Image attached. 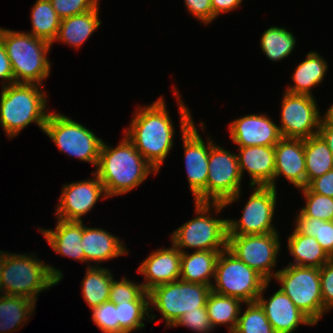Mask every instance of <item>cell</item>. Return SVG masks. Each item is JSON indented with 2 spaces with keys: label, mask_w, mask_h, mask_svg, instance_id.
I'll return each instance as SVG.
<instances>
[{
  "label": "cell",
  "mask_w": 333,
  "mask_h": 333,
  "mask_svg": "<svg viewBox=\"0 0 333 333\" xmlns=\"http://www.w3.org/2000/svg\"><path fill=\"white\" fill-rule=\"evenodd\" d=\"M0 38L11 62L14 83L42 85L51 73V63L47 56L52 44L27 32L1 27Z\"/></svg>",
  "instance_id": "obj_5"
},
{
  "label": "cell",
  "mask_w": 333,
  "mask_h": 333,
  "mask_svg": "<svg viewBox=\"0 0 333 333\" xmlns=\"http://www.w3.org/2000/svg\"><path fill=\"white\" fill-rule=\"evenodd\" d=\"M327 112L324 114V116L333 123V104L326 110Z\"/></svg>",
  "instance_id": "obj_48"
},
{
  "label": "cell",
  "mask_w": 333,
  "mask_h": 333,
  "mask_svg": "<svg viewBox=\"0 0 333 333\" xmlns=\"http://www.w3.org/2000/svg\"><path fill=\"white\" fill-rule=\"evenodd\" d=\"M43 133L62 153L97 167L103 140L81 123L51 111Z\"/></svg>",
  "instance_id": "obj_8"
},
{
  "label": "cell",
  "mask_w": 333,
  "mask_h": 333,
  "mask_svg": "<svg viewBox=\"0 0 333 333\" xmlns=\"http://www.w3.org/2000/svg\"><path fill=\"white\" fill-rule=\"evenodd\" d=\"M243 0H211L213 9V20L222 13H228L240 6Z\"/></svg>",
  "instance_id": "obj_46"
},
{
  "label": "cell",
  "mask_w": 333,
  "mask_h": 333,
  "mask_svg": "<svg viewBox=\"0 0 333 333\" xmlns=\"http://www.w3.org/2000/svg\"><path fill=\"white\" fill-rule=\"evenodd\" d=\"M135 110L124 134L145 160L159 172L163 161L174 146V126L164 98Z\"/></svg>",
  "instance_id": "obj_1"
},
{
  "label": "cell",
  "mask_w": 333,
  "mask_h": 333,
  "mask_svg": "<svg viewBox=\"0 0 333 333\" xmlns=\"http://www.w3.org/2000/svg\"><path fill=\"white\" fill-rule=\"evenodd\" d=\"M244 304L248 307L244 313L240 311L233 333H276L257 301Z\"/></svg>",
  "instance_id": "obj_36"
},
{
  "label": "cell",
  "mask_w": 333,
  "mask_h": 333,
  "mask_svg": "<svg viewBox=\"0 0 333 333\" xmlns=\"http://www.w3.org/2000/svg\"><path fill=\"white\" fill-rule=\"evenodd\" d=\"M0 79L3 86L14 83V75L11 62L6 54L4 43L0 38ZM7 83V84H6Z\"/></svg>",
  "instance_id": "obj_45"
},
{
  "label": "cell",
  "mask_w": 333,
  "mask_h": 333,
  "mask_svg": "<svg viewBox=\"0 0 333 333\" xmlns=\"http://www.w3.org/2000/svg\"><path fill=\"white\" fill-rule=\"evenodd\" d=\"M36 309V302L25 297L0 295V333H13L23 327Z\"/></svg>",
  "instance_id": "obj_28"
},
{
  "label": "cell",
  "mask_w": 333,
  "mask_h": 333,
  "mask_svg": "<svg viewBox=\"0 0 333 333\" xmlns=\"http://www.w3.org/2000/svg\"><path fill=\"white\" fill-rule=\"evenodd\" d=\"M223 250L185 251L181 254L180 279L211 286L214 279L217 259Z\"/></svg>",
  "instance_id": "obj_24"
},
{
  "label": "cell",
  "mask_w": 333,
  "mask_h": 333,
  "mask_svg": "<svg viewBox=\"0 0 333 333\" xmlns=\"http://www.w3.org/2000/svg\"><path fill=\"white\" fill-rule=\"evenodd\" d=\"M196 217L171 234L172 244L184 253V248L197 250H225L227 248V219L212 218L221 213L223 203L194 202Z\"/></svg>",
  "instance_id": "obj_6"
},
{
  "label": "cell",
  "mask_w": 333,
  "mask_h": 333,
  "mask_svg": "<svg viewBox=\"0 0 333 333\" xmlns=\"http://www.w3.org/2000/svg\"><path fill=\"white\" fill-rule=\"evenodd\" d=\"M43 85L11 83L2 86L0 94V126L9 139L14 138L29 124L35 123L44 131L50 111Z\"/></svg>",
  "instance_id": "obj_3"
},
{
  "label": "cell",
  "mask_w": 333,
  "mask_h": 333,
  "mask_svg": "<svg viewBox=\"0 0 333 333\" xmlns=\"http://www.w3.org/2000/svg\"><path fill=\"white\" fill-rule=\"evenodd\" d=\"M295 219V230L314 237L322 249L333 258V221H323L314 217H305L300 212Z\"/></svg>",
  "instance_id": "obj_35"
},
{
  "label": "cell",
  "mask_w": 333,
  "mask_h": 333,
  "mask_svg": "<svg viewBox=\"0 0 333 333\" xmlns=\"http://www.w3.org/2000/svg\"><path fill=\"white\" fill-rule=\"evenodd\" d=\"M231 140L239 147L275 146L281 139L279 127L266 114H250L229 125Z\"/></svg>",
  "instance_id": "obj_17"
},
{
  "label": "cell",
  "mask_w": 333,
  "mask_h": 333,
  "mask_svg": "<svg viewBox=\"0 0 333 333\" xmlns=\"http://www.w3.org/2000/svg\"><path fill=\"white\" fill-rule=\"evenodd\" d=\"M242 303L244 302L238 298L211 291L207 297L206 309L213 328L224 324L228 327L229 333H233L238 323Z\"/></svg>",
  "instance_id": "obj_31"
},
{
  "label": "cell",
  "mask_w": 333,
  "mask_h": 333,
  "mask_svg": "<svg viewBox=\"0 0 333 333\" xmlns=\"http://www.w3.org/2000/svg\"><path fill=\"white\" fill-rule=\"evenodd\" d=\"M2 269H3V251L0 250V295L3 294L2 285H1Z\"/></svg>",
  "instance_id": "obj_49"
},
{
  "label": "cell",
  "mask_w": 333,
  "mask_h": 333,
  "mask_svg": "<svg viewBox=\"0 0 333 333\" xmlns=\"http://www.w3.org/2000/svg\"><path fill=\"white\" fill-rule=\"evenodd\" d=\"M306 186L315 178L333 169V154L319 135L304 139Z\"/></svg>",
  "instance_id": "obj_29"
},
{
  "label": "cell",
  "mask_w": 333,
  "mask_h": 333,
  "mask_svg": "<svg viewBox=\"0 0 333 333\" xmlns=\"http://www.w3.org/2000/svg\"><path fill=\"white\" fill-rule=\"evenodd\" d=\"M175 92L178 111L180 113V126L184 147L185 167L189 189L195 202H206V183L208 178V159L211 146L214 144L210 137L207 144L204 142L192 119L190 109L187 108L180 94Z\"/></svg>",
  "instance_id": "obj_7"
},
{
  "label": "cell",
  "mask_w": 333,
  "mask_h": 333,
  "mask_svg": "<svg viewBox=\"0 0 333 333\" xmlns=\"http://www.w3.org/2000/svg\"><path fill=\"white\" fill-rule=\"evenodd\" d=\"M323 306L333 308V258L319 268Z\"/></svg>",
  "instance_id": "obj_42"
},
{
  "label": "cell",
  "mask_w": 333,
  "mask_h": 333,
  "mask_svg": "<svg viewBox=\"0 0 333 333\" xmlns=\"http://www.w3.org/2000/svg\"><path fill=\"white\" fill-rule=\"evenodd\" d=\"M186 10L203 24L213 22V9L211 0H184Z\"/></svg>",
  "instance_id": "obj_43"
},
{
  "label": "cell",
  "mask_w": 333,
  "mask_h": 333,
  "mask_svg": "<svg viewBox=\"0 0 333 333\" xmlns=\"http://www.w3.org/2000/svg\"><path fill=\"white\" fill-rule=\"evenodd\" d=\"M318 134L323 138L333 154V123H331L324 115L320 123Z\"/></svg>",
  "instance_id": "obj_47"
},
{
  "label": "cell",
  "mask_w": 333,
  "mask_h": 333,
  "mask_svg": "<svg viewBox=\"0 0 333 333\" xmlns=\"http://www.w3.org/2000/svg\"><path fill=\"white\" fill-rule=\"evenodd\" d=\"M109 301L115 304L132 301H149V293L145 291L142 284H138L126 279V276L116 281L113 278Z\"/></svg>",
  "instance_id": "obj_38"
},
{
  "label": "cell",
  "mask_w": 333,
  "mask_h": 333,
  "mask_svg": "<svg viewBox=\"0 0 333 333\" xmlns=\"http://www.w3.org/2000/svg\"><path fill=\"white\" fill-rule=\"evenodd\" d=\"M242 176L237 153L214 143L209 152L206 202L223 203L225 207L240 199Z\"/></svg>",
  "instance_id": "obj_12"
},
{
  "label": "cell",
  "mask_w": 333,
  "mask_h": 333,
  "mask_svg": "<svg viewBox=\"0 0 333 333\" xmlns=\"http://www.w3.org/2000/svg\"><path fill=\"white\" fill-rule=\"evenodd\" d=\"M270 281H266L257 302L276 333H293L300 324L311 325L314 323L299 310L292 300L279 288L268 299L263 297Z\"/></svg>",
  "instance_id": "obj_18"
},
{
  "label": "cell",
  "mask_w": 333,
  "mask_h": 333,
  "mask_svg": "<svg viewBox=\"0 0 333 333\" xmlns=\"http://www.w3.org/2000/svg\"><path fill=\"white\" fill-rule=\"evenodd\" d=\"M181 254L172 244L169 248H157L142 261L137 272L144 276L145 281L141 284L146 292L180 279Z\"/></svg>",
  "instance_id": "obj_19"
},
{
  "label": "cell",
  "mask_w": 333,
  "mask_h": 333,
  "mask_svg": "<svg viewBox=\"0 0 333 333\" xmlns=\"http://www.w3.org/2000/svg\"><path fill=\"white\" fill-rule=\"evenodd\" d=\"M282 138L306 139L318 134L322 120L315 97L284 92L281 103Z\"/></svg>",
  "instance_id": "obj_15"
},
{
  "label": "cell",
  "mask_w": 333,
  "mask_h": 333,
  "mask_svg": "<svg viewBox=\"0 0 333 333\" xmlns=\"http://www.w3.org/2000/svg\"><path fill=\"white\" fill-rule=\"evenodd\" d=\"M55 230L39 228L48 244L56 254L73 258L85 263V253L81 245L83 221H65L57 219Z\"/></svg>",
  "instance_id": "obj_23"
},
{
  "label": "cell",
  "mask_w": 333,
  "mask_h": 333,
  "mask_svg": "<svg viewBox=\"0 0 333 333\" xmlns=\"http://www.w3.org/2000/svg\"><path fill=\"white\" fill-rule=\"evenodd\" d=\"M287 243L288 251L294 259V264H288L320 268L331 259L314 237L300 234L295 229Z\"/></svg>",
  "instance_id": "obj_27"
},
{
  "label": "cell",
  "mask_w": 333,
  "mask_h": 333,
  "mask_svg": "<svg viewBox=\"0 0 333 333\" xmlns=\"http://www.w3.org/2000/svg\"><path fill=\"white\" fill-rule=\"evenodd\" d=\"M93 322L103 333H119V321L116 304L110 301L104 302L91 309Z\"/></svg>",
  "instance_id": "obj_39"
},
{
  "label": "cell",
  "mask_w": 333,
  "mask_h": 333,
  "mask_svg": "<svg viewBox=\"0 0 333 333\" xmlns=\"http://www.w3.org/2000/svg\"><path fill=\"white\" fill-rule=\"evenodd\" d=\"M296 39L291 31L273 26L266 29L260 39L261 50L270 61H280L294 50Z\"/></svg>",
  "instance_id": "obj_33"
},
{
  "label": "cell",
  "mask_w": 333,
  "mask_h": 333,
  "mask_svg": "<svg viewBox=\"0 0 333 333\" xmlns=\"http://www.w3.org/2000/svg\"><path fill=\"white\" fill-rule=\"evenodd\" d=\"M119 321V333H131L145 328L143 320L153 321L156 316L149 314V301H132L116 304ZM147 316V319L145 317ZM151 318V319H150Z\"/></svg>",
  "instance_id": "obj_34"
},
{
  "label": "cell",
  "mask_w": 333,
  "mask_h": 333,
  "mask_svg": "<svg viewBox=\"0 0 333 333\" xmlns=\"http://www.w3.org/2000/svg\"><path fill=\"white\" fill-rule=\"evenodd\" d=\"M108 268L89 266L81 282L82 297L90 309L109 301L110 287L114 275Z\"/></svg>",
  "instance_id": "obj_30"
},
{
  "label": "cell",
  "mask_w": 333,
  "mask_h": 333,
  "mask_svg": "<svg viewBox=\"0 0 333 333\" xmlns=\"http://www.w3.org/2000/svg\"><path fill=\"white\" fill-rule=\"evenodd\" d=\"M305 206L299 211L305 217L333 221V198L312 192L307 186L301 189Z\"/></svg>",
  "instance_id": "obj_37"
},
{
  "label": "cell",
  "mask_w": 333,
  "mask_h": 333,
  "mask_svg": "<svg viewBox=\"0 0 333 333\" xmlns=\"http://www.w3.org/2000/svg\"><path fill=\"white\" fill-rule=\"evenodd\" d=\"M253 188L240 219H227V235H262L275 233L273 216L277 201V190L271 186Z\"/></svg>",
  "instance_id": "obj_14"
},
{
  "label": "cell",
  "mask_w": 333,
  "mask_h": 333,
  "mask_svg": "<svg viewBox=\"0 0 333 333\" xmlns=\"http://www.w3.org/2000/svg\"><path fill=\"white\" fill-rule=\"evenodd\" d=\"M278 233L227 235V249L266 281H271L277 274L272 268L276 266L281 246Z\"/></svg>",
  "instance_id": "obj_13"
},
{
  "label": "cell",
  "mask_w": 333,
  "mask_h": 333,
  "mask_svg": "<svg viewBox=\"0 0 333 333\" xmlns=\"http://www.w3.org/2000/svg\"><path fill=\"white\" fill-rule=\"evenodd\" d=\"M95 170L109 198L132 191L150 173H158L126 136L115 148L103 141Z\"/></svg>",
  "instance_id": "obj_2"
},
{
  "label": "cell",
  "mask_w": 333,
  "mask_h": 333,
  "mask_svg": "<svg viewBox=\"0 0 333 333\" xmlns=\"http://www.w3.org/2000/svg\"><path fill=\"white\" fill-rule=\"evenodd\" d=\"M92 175L91 179L63 185L55 210L56 219L82 222V216L92 210L100 197L107 198L100 179L94 172Z\"/></svg>",
  "instance_id": "obj_16"
},
{
  "label": "cell",
  "mask_w": 333,
  "mask_h": 333,
  "mask_svg": "<svg viewBox=\"0 0 333 333\" xmlns=\"http://www.w3.org/2000/svg\"><path fill=\"white\" fill-rule=\"evenodd\" d=\"M100 0H50L52 7L60 17L65 19L93 10Z\"/></svg>",
  "instance_id": "obj_40"
},
{
  "label": "cell",
  "mask_w": 333,
  "mask_h": 333,
  "mask_svg": "<svg viewBox=\"0 0 333 333\" xmlns=\"http://www.w3.org/2000/svg\"><path fill=\"white\" fill-rule=\"evenodd\" d=\"M99 6L89 12L62 19L55 41L66 43L79 49L81 45L100 27Z\"/></svg>",
  "instance_id": "obj_25"
},
{
  "label": "cell",
  "mask_w": 333,
  "mask_h": 333,
  "mask_svg": "<svg viewBox=\"0 0 333 333\" xmlns=\"http://www.w3.org/2000/svg\"><path fill=\"white\" fill-rule=\"evenodd\" d=\"M3 251L1 285L4 295L29 298L35 302L39 293L62 281L63 273L32 255Z\"/></svg>",
  "instance_id": "obj_4"
},
{
  "label": "cell",
  "mask_w": 333,
  "mask_h": 333,
  "mask_svg": "<svg viewBox=\"0 0 333 333\" xmlns=\"http://www.w3.org/2000/svg\"><path fill=\"white\" fill-rule=\"evenodd\" d=\"M211 286L177 280L154 287L149 293L150 311L158 310L166 322L172 327L185 313L206 307Z\"/></svg>",
  "instance_id": "obj_9"
},
{
  "label": "cell",
  "mask_w": 333,
  "mask_h": 333,
  "mask_svg": "<svg viewBox=\"0 0 333 333\" xmlns=\"http://www.w3.org/2000/svg\"><path fill=\"white\" fill-rule=\"evenodd\" d=\"M305 60L297 65L292 75L294 84L286 88V92L291 94L310 95L312 87H316L323 80L328 70L327 61L316 51L306 54Z\"/></svg>",
  "instance_id": "obj_26"
},
{
  "label": "cell",
  "mask_w": 333,
  "mask_h": 333,
  "mask_svg": "<svg viewBox=\"0 0 333 333\" xmlns=\"http://www.w3.org/2000/svg\"><path fill=\"white\" fill-rule=\"evenodd\" d=\"M274 149L273 188H277L276 179L281 175L299 189L306 187L304 139L282 138Z\"/></svg>",
  "instance_id": "obj_20"
},
{
  "label": "cell",
  "mask_w": 333,
  "mask_h": 333,
  "mask_svg": "<svg viewBox=\"0 0 333 333\" xmlns=\"http://www.w3.org/2000/svg\"><path fill=\"white\" fill-rule=\"evenodd\" d=\"M214 282L211 291L248 303L257 301L266 280L226 248L217 259Z\"/></svg>",
  "instance_id": "obj_11"
},
{
  "label": "cell",
  "mask_w": 333,
  "mask_h": 333,
  "mask_svg": "<svg viewBox=\"0 0 333 333\" xmlns=\"http://www.w3.org/2000/svg\"><path fill=\"white\" fill-rule=\"evenodd\" d=\"M237 154L241 176L247 171L251 181L249 186H271L275 171L274 146L239 147Z\"/></svg>",
  "instance_id": "obj_21"
},
{
  "label": "cell",
  "mask_w": 333,
  "mask_h": 333,
  "mask_svg": "<svg viewBox=\"0 0 333 333\" xmlns=\"http://www.w3.org/2000/svg\"><path fill=\"white\" fill-rule=\"evenodd\" d=\"M184 326L196 333H210L214 328L210 322L206 307L183 314L172 327ZM211 330V331H210Z\"/></svg>",
  "instance_id": "obj_41"
},
{
  "label": "cell",
  "mask_w": 333,
  "mask_h": 333,
  "mask_svg": "<svg viewBox=\"0 0 333 333\" xmlns=\"http://www.w3.org/2000/svg\"><path fill=\"white\" fill-rule=\"evenodd\" d=\"M29 34L53 44L57 37L61 19L52 7L50 0H36L31 9Z\"/></svg>",
  "instance_id": "obj_32"
},
{
  "label": "cell",
  "mask_w": 333,
  "mask_h": 333,
  "mask_svg": "<svg viewBox=\"0 0 333 333\" xmlns=\"http://www.w3.org/2000/svg\"><path fill=\"white\" fill-rule=\"evenodd\" d=\"M81 245L88 267L90 266L89 262H95L94 266L99 267L102 261L128 254V249L119 237L110 234L103 228H90L84 224Z\"/></svg>",
  "instance_id": "obj_22"
},
{
  "label": "cell",
  "mask_w": 333,
  "mask_h": 333,
  "mask_svg": "<svg viewBox=\"0 0 333 333\" xmlns=\"http://www.w3.org/2000/svg\"><path fill=\"white\" fill-rule=\"evenodd\" d=\"M276 272L274 279L282 285L280 289L316 325L329 312L323 306L319 268L289 264Z\"/></svg>",
  "instance_id": "obj_10"
},
{
  "label": "cell",
  "mask_w": 333,
  "mask_h": 333,
  "mask_svg": "<svg viewBox=\"0 0 333 333\" xmlns=\"http://www.w3.org/2000/svg\"><path fill=\"white\" fill-rule=\"evenodd\" d=\"M307 187L314 193L333 198V169L313 179Z\"/></svg>",
  "instance_id": "obj_44"
}]
</instances>
